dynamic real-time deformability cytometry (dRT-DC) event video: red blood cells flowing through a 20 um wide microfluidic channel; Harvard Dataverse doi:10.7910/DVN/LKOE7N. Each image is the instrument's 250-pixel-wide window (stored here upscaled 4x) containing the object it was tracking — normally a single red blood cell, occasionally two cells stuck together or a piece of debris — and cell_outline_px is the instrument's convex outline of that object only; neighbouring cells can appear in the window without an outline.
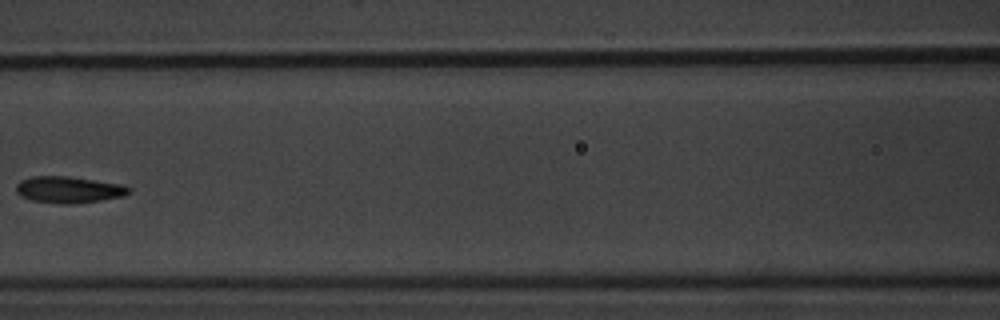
{"species": "common noctule bat (a hibernating species)", "species_latin": "Nyctalus noctula", "temperature_condition": "warm", "stored_images_in_passage": 6, "camera_frame_rate_fps": 3000, "um_per_image_px": 0.085, "animal": {"sex": "male", "body_mass_g": 20.1, "forearm_length_mm": 53.5}, "frame": {"image": 1, "passage_image": 6, "time_ms": 6.667, "image_size_px": [1000, 320], "cell_outline_px": [[132, 192], [124, 196], [76, 204], [56, 204], [32, 200], [20, 196], [16, 192], [16, 184], [20, 180], [32, 176], [68, 176], [124, 184], [132, 188]], "centroid_in_image_um": [5.87, 16.12], "position_along_channel_um": 160.7, "area_um2": 17.8}}